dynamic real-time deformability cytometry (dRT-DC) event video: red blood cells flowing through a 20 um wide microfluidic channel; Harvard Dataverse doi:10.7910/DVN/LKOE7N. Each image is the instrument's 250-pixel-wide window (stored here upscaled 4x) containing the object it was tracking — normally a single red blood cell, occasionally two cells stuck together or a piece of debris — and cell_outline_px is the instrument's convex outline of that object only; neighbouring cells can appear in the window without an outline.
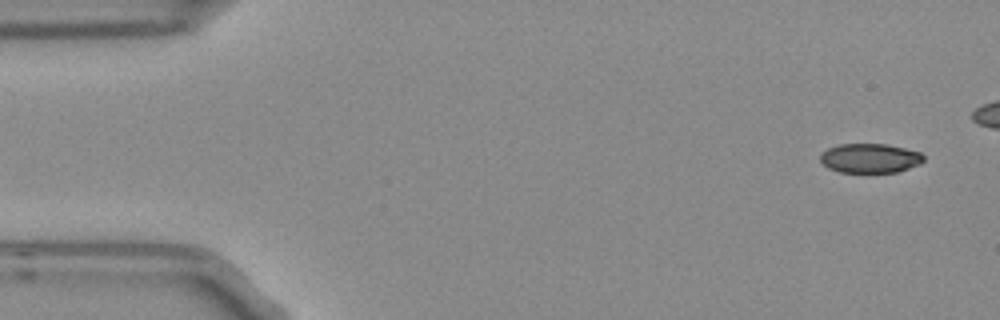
{"species": "Egyptian fruit bat (a non-hibernating species)", "species_latin": "Rousettus aegyptiacus", "temperature_condition": "room temperature", "stored_images_in_passage": 5, "camera_frame_rate_fps": 3000, "um_per_image_px": 0.085, "frame": {"image": 1, "passage_image": 1, "time_ms": 0.0, "image_size_px": [1000, 320], "cell_outline_px": [[924, 160], [920, 164], [896, 172], [840, 172], [828, 168], [820, 160], [820, 152], [828, 148], [840, 144], [888, 144], [920, 152], [924, 156]], "centroid_in_image_um": [73.94, 13.44], "position_along_channel_um": 11.1, "area_um2": 17.69}}